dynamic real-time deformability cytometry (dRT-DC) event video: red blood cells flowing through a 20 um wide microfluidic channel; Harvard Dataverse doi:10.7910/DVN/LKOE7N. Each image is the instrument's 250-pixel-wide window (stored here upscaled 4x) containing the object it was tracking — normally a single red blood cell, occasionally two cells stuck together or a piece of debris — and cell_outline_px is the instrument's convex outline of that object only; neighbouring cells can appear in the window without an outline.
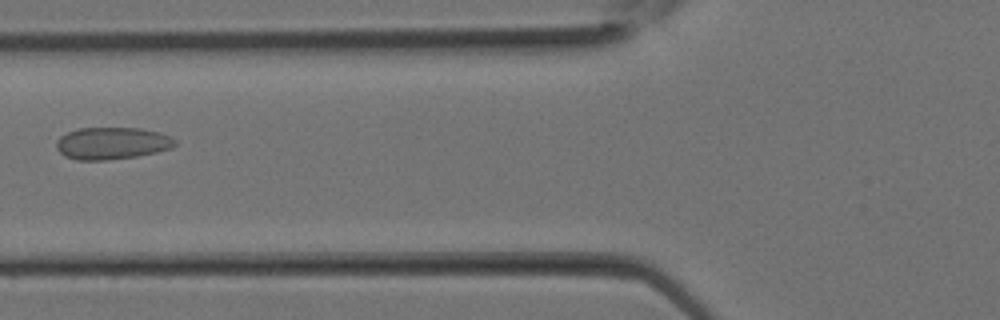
{"species": "Egyptian fruit bat (a non-hibernating species)", "species_latin": "Rousettus aegyptiacus", "temperature_condition": "room temperature", "stored_images_in_passage": 30, "camera_frame_rate_fps": 3000, "um_per_image_px": 0.085, "animal": {"sex": "female"}, "frame": {"image": 1, "passage_image": 12, "time_ms": 3.667, "image_size_px": [1000, 320], "cell_outline_px": [[176, 144], [172, 148], [156, 152], [136, 156], [108, 160], [76, 160], [64, 156], [56, 148], [56, 140], [60, 136], [68, 132], [80, 128], [140, 128], [160, 132], [172, 136], [176, 140]], "centroid_in_image_um": [9.53, 12.18], "position_along_channel_um": 116.3, "area_um2": 22.37}}
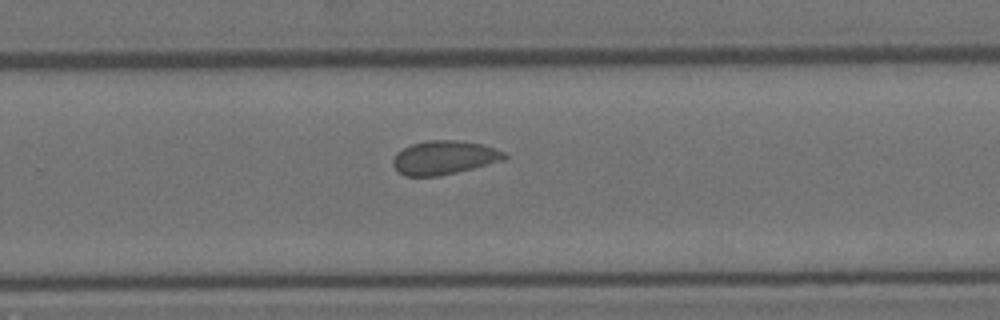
{"frame": {"image": 2, "passage_image": 20, "time_ms": 6.333, "image_size_px": [1000, 320], "cell_outline_px": [[508, 156], [504, 160], [456, 172], [436, 176], [404, 176], [392, 164], [392, 160], [396, 152], [412, 144], [428, 140], [456, 140], [480, 144], [504, 152]], "centroid_in_image_um": [37.72, 13.39], "position_along_channel_um": 292.1, "area_um2": 21.62}}
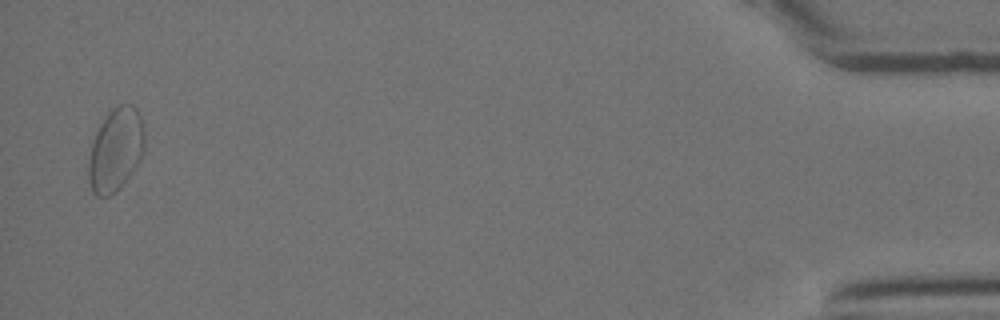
{"frame": {"image": 3, "passage_image": 30, "time_ms": 9.667, "image_size_px": [1000, 320], "cell_outline_px": [[144, 152], [140, 160], [132, 172], [120, 188], [116, 192], [108, 196], [96, 196], [92, 192], [88, 180], [88, 164], [92, 144], [96, 132], [100, 124], [108, 112], [116, 104], [132, 104], [136, 108], [140, 116], [144, 128]], "centroid_in_image_um": [9.83, 12.73], "position_along_channel_um": 425.4, "area_um2": 27.34}}